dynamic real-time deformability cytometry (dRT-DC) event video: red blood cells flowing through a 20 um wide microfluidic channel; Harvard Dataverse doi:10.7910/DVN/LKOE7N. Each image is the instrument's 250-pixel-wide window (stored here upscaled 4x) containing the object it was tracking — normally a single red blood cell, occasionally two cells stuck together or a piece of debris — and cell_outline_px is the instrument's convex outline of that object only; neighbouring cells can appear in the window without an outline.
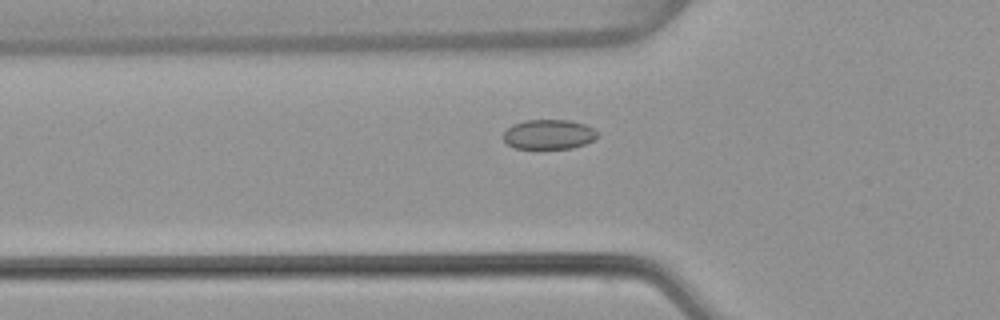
{"species": "common noctule bat (a hibernating species)", "species_latin": "Nyctalus noctula", "temperature_condition": "warm", "stored_images_in_passage": 52, "camera_frame_rate_fps": 3000, "um_per_image_px": 0.085, "animal": {"sex": "female", "body_mass_g": 22.7, "forearm_length_mm": 54.2}, "frame": {"image": 1, "passage_image": 17, "time_ms": 5.333, "image_size_px": [1000, 320], "cell_outline_px": [[600, 132], [592, 140], [584, 144], [572, 148], [516, 148], [508, 144], [504, 140], [504, 132], [512, 124], [524, 120], [568, 120], [584, 124]], "centroid_in_image_um": [46.64, 11.41], "position_along_channel_um": 79.2, "area_um2": 16.13}}
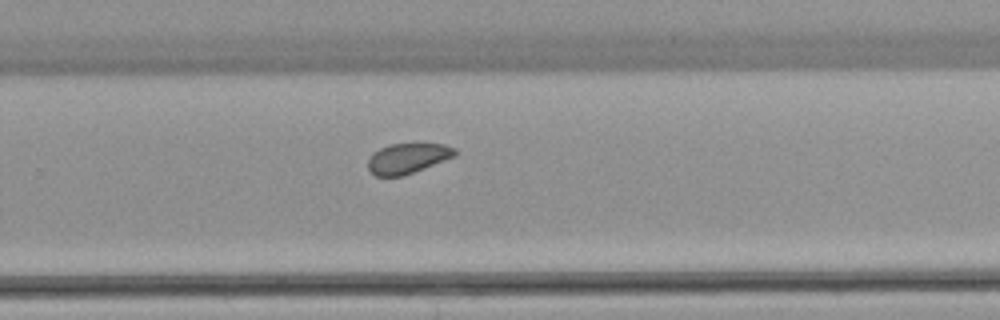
{"frame": {"image": 2, "passage_image": 34, "time_ms": 11.0, "image_size_px": [1000, 320], "cell_outline_px": [[456, 156], [404, 176], [376, 176], [368, 168], [368, 160], [372, 152], [388, 144], [444, 144], [456, 148]], "centroid_in_image_um": [34.65, 13.46], "position_along_channel_um": 295.1, "area_um2": 15.37}}
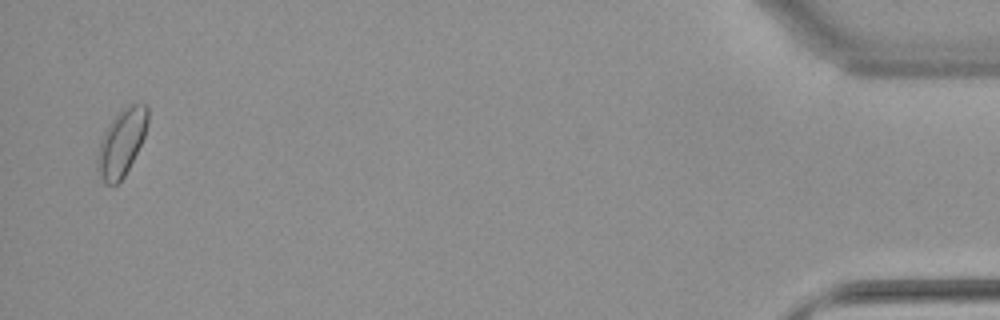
{"frame": {"image": 3, "passage_image": 51, "time_ms": 16.667, "image_size_px": [1000, 320], "cell_outline_px": [[148, 124], [144, 136], [124, 176], [116, 184], [104, 184], [96, 168], [96, 160], [100, 140], [108, 124], [124, 108], [132, 104], [144, 104], [148, 108]], "centroid_in_image_um": [10.31, 12.13], "position_along_channel_um": 424.9, "area_um2": 19.25}, "authors_computed_cell_mechanics": {"area_um2": 16.6175, "velocity_mm_per_s": 3.8074, "shape_relaxation_time_tau1_ms": null, "shape_relaxation_time_tau2_ms": 7.422, "deformation_change_tau1": null, "deformation_change_tau2": 0.0894}}